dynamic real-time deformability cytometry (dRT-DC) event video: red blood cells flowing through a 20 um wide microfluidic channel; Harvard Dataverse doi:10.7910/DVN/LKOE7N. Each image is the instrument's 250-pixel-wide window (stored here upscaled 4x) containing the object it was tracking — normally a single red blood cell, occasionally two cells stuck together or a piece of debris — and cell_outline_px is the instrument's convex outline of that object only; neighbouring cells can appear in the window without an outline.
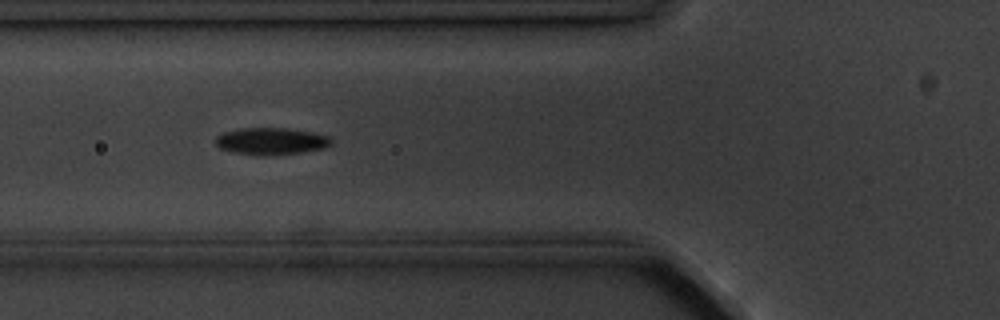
{"species": "common noctule bat (a hibernating species)", "species_latin": "Nyctalus noctula", "temperature_condition": "cold", "stored_images_in_passage": 6, "camera_frame_rate_fps": 3000, "um_per_image_px": 0.085, "animal": {"sex": "male", "body_mass_g": 20.1, "forearm_length_mm": 53.5}, "frame": {"image": 1, "passage_image": 5, "time_ms": 4.667, "image_size_px": [1000, 320], "cell_outline_px": [[332, 144], [324, 148], [300, 152], [272, 156], [252, 156], [220, 148], [216, 144], [216, 136], [224, 132], [240, 128], [288, 128], [312, 132], [328, 136], [332, 140]], "centroid_in_image_um": [23.05, 12.01], "position_along_channel_um": 102.8, "area_um2": 18.32}}